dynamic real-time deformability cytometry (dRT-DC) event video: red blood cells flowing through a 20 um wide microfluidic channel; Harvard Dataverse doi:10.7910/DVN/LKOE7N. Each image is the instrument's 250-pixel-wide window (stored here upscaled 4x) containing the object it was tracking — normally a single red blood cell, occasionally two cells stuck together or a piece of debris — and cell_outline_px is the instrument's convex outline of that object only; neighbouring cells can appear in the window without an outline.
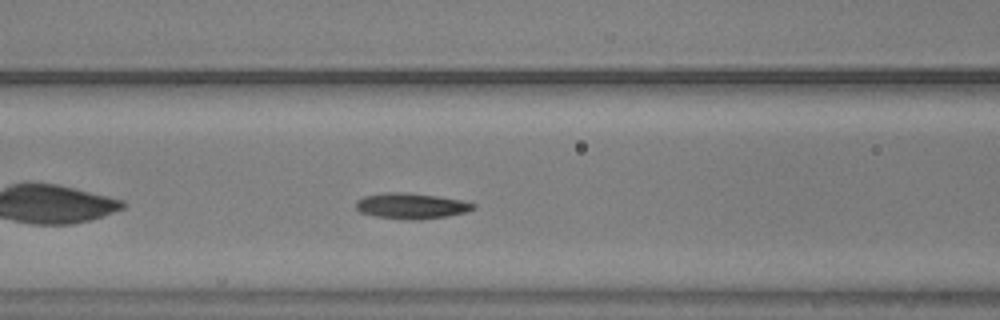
{"species": "common noctule bat (a hibernating species)", "species_latin": "Nyctalus noctula", "temperature_condition": "warm", "stored_images_in_passage": 36, "camera_frame_rate_fps": 3000, "um_per_image_px": 0.085, "animal": {"sex": "male", "body_mass_g": 20.5, "forearm_length_mm": 52.5}, "frame": {"image": 1, "passage_image": 8, "time_ms": 2.333, "image_size_px": [1000, 320], "cell_outline_px": [[476, 208], [464, 212], [448, 216], [420, 220], [408, 220], [376, 216], [360, 212], [356, 208], [356, 200], [364, 196], [384, 192], [404, 192], [436, 196], [460, 200], [476, 204]], "centroid_in_image_um": [34.94, 17.5], "position_along_channel_um": 131.7, "area_um2": 17.57}}
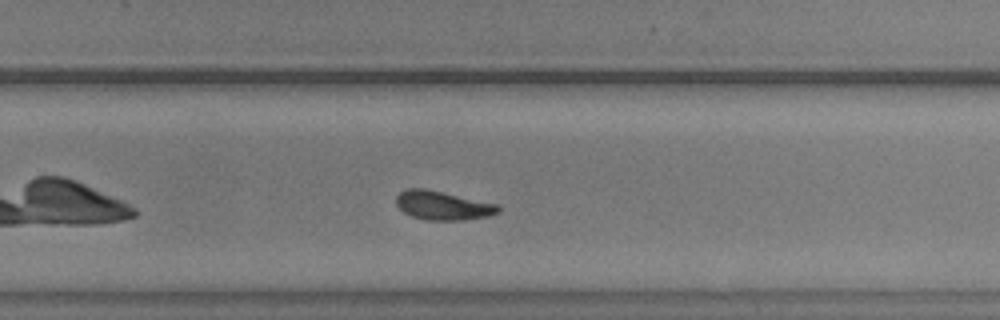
{"frame": {"image": 2, "passage_image": 21, "time_ms": 6.667, "image_size_px": [1000, 320], "cell_outline_px": [[500, 212], [488, 216], [464, 220], [424, 220], [412, 216], [404, 212], [396, 204], [396, 196], [400, 192], [408, 188], [424, 188], [500, 204]], "centroid_in_image_um": [37.66, 17.46], "position_along_channel_um": 292.1, "area_um2": 17.28}}
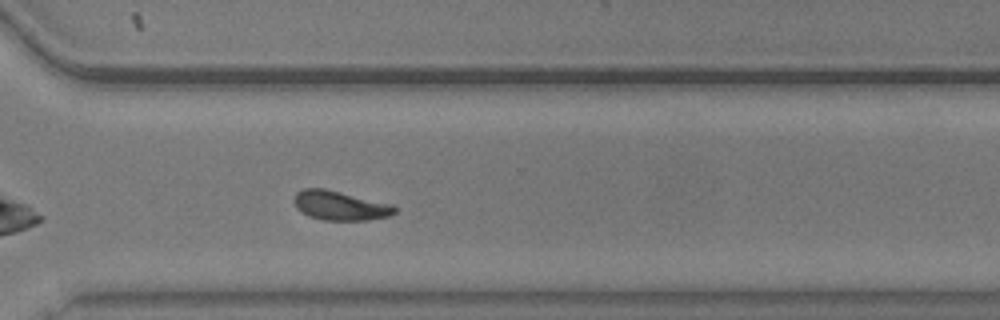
{"frame": {"image": 3, "passage_image": 25, "time_ms": 8.0, "image_size_px": [1000, 320], "cell_outline_px": [[396, 212], [388, 216], [368, 220], [320, 220], [308, 216], [300, 212], [296, 208], [292, 200], [296, 192], [304, 188], [324, 188], [392, 204], [396, 208]], "centroid_in_image_um": [28.85, 17.47], "position_along_channel_um": 341.8, "area_um2": 17.34}, "authors_computed_cell_mechanics": {"area_um2": 17.3689, "velocity_mm_per_s": 3.7078, "shape_relaxation_time_tau1_ms": 1.8055, "shape_relaxation_time_tau2_ms": 2.625, "deformation_change_tau1": 0.1467, "deformation_change_tau2": 0.0959}}